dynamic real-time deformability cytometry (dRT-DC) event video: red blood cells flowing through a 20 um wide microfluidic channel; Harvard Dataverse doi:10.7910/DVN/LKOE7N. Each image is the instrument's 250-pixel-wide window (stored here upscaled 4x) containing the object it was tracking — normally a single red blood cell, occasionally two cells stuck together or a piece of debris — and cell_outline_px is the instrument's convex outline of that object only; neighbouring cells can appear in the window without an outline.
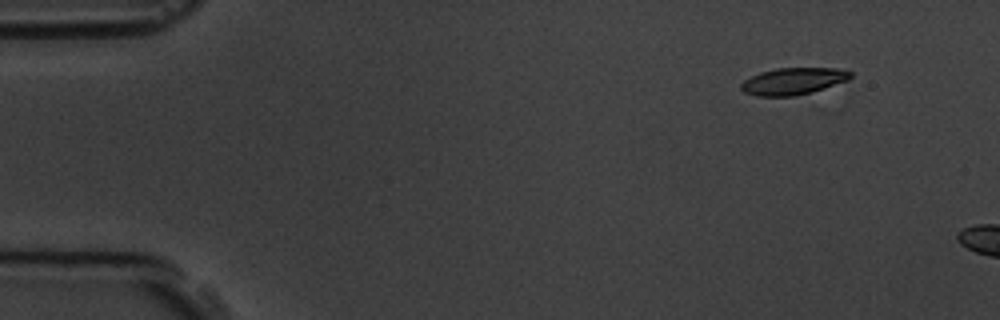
{"species": "common noctule bat (a hibernating species)", "species_latin": "Nyctalus noctula", "temperature_condition": "room temperature", "stored_images_in_passage": 6, "segment_of_instrument_passage": [2, 2], "camera_frame_rate_fps": 3000, "um_per_image_px": 0.085, "animal": {"sex": "male", "body_mass_g": 19.5, "forearm_length_mm": 54.6}, "frame": {"image": 1, "passage_image": 6, "time_ms": 6.667, "image_size_px": [1000, 320], "cell_outline_px": [[852, 76], [848, 80], [808, 92], [792, 96], [756, 96], [744, 92], [740, 88], [740, 84], [744, 80], [760, 72], [776, 68], [836, 68], [852, 72]], "centroid_in_image_um": [67.37, 6.89], "position_along_channel_um": 17.6, "area_um2": 16.88}}